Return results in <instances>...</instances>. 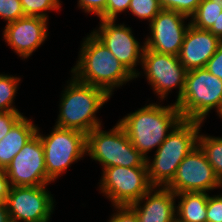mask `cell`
Masks as SVG:
<instances>
[{
    "label": "cell",
    "instance_id": "obj_1",
    "mask_svg": "<svg viewBox=\"0 0 222 222\" xmlns=\"http://www.w3.org/2000/svg\"><path fill=\"white\" fill-rule=\"evenodd\" d=\"M80 50L79 60L71 70L78 81L101 88L111 97L115 87L135 78L92 33Z\"/></svg>",
    "mask_w": 222,
    "mask_h": 222
},
{
    "label": "cell",
    "instance_id": "obj_2",
    "mask_svg": "<svg viewBox=\"0 0 222 222\" xmlns=\"http://www.w3.org/2000/svg\"><path fill=\"white\" fill-rule=\"evenodd\" d=\"M182 119L175 104L161 106L152 103L128 114L118 123L132 145L148 159L147 152L159 147Z\"/></svg>",
    "mask_w": 222,
    "mask_h": 222
},
{
    "label": "cell",
    "instance_id": "obj_3",
    "mask_svg": "<svg viewBox=\"0 0 222 222\" xmlns=\"http://www.w3.org/2000/svg\"><path fill=\"white\" fill-rule=\"evenodd\" d=\"M201 123L182 119L157 148L154 160L146 159L148 179L153 187H166L172 181L180 163L198 145Z\"/></svg>",
    "mask_w": 222,
    "mask_h": 222
},
{
    "label": "cell",
    "instance_id": "obj_4",
    "mask_svg": "<svg viewBox=\"0 0 222 222\" xmlns=\"http://www.w3.org/2000/svg\"><path fill=\"white\" fill-rule=\"evenodd\" d=\"M71 79L62 94L56 126L78 130L87 135L101 126L95 114L110 96L103 89L82 83L74 76Z\"/></svg>",
    "mask_w": 222,
    "mask_h": 222
},
{
    "label": "cell",
    "instance_id": "obj_5",
    "mask_svg": "<svg viewBox=\"0 0 222 222\" xmlns=\"http://www.w3.org/2000/svg\"><path fill=\"white\" fill-rule=\"evenodd\" d=\"M174 104L183 119L204 122L213 108L218 114L222 111V81L205 67L189 70L184 91Z\"/></svg>",
    "mask_w": 222,
    "mask_h": 222
},
{
    "label": "cell",
    "instance_id": "obj_6",
    "mask_svg": "<svg viewBox=\"0 0 222 222\" xmlns=\"http://www.w3.org/2000/svg\"><path fill=\"white\" fill-rule=\"evenodd\" d=\"M101 126L87 134L86 153L103 168L113 166L147 167L144 156L132 145L124 128L117 123L110 131Z\"/></svg>",
    "mask_w": 222,
    "mask_h": 222
},
{
    "label": "cell",
    "instance_id": "obj_7",
    "mask_svg": "<svg viewBox=\"0 0 222 222\" xmlns=\"http://www.w3.org/2000/svg\"><path fill=\"white\" fill-rule=\"evenodd\" d=\"M42 142L47 176L54 181L73 162L86 154L87 135L74 129L54 126L48 136L36 132Z\"/></svg>",
    "mask_w": 222,
    "mask_h": 222
},
{
    "label": "cell",
    "instance_id": "obj_8",
    "mask_svg": "<svg viewBox=\"0 0 222 222\" xmlns=\"http://www.w3.org/2000/svg\"><path fill=\"white\" fill-rule=\"evenodd\" d=\"M100 190L113 206L137 202L153 186L148 179L147 167L113 166L103 169Z\"/></svg>",
    "mask_w": 222,
    "mask_h": 222
},
{
    "label": "cell",
    "instance_id": "obj_9",
    "mask_svg": "<svg viewBox=\"0 0 222 222\" xmlns=\"http://www.w3.org/2000/svg\"><path fill=\"white\" fill-rule=\"evenodd\" d=\"M46 187V185L11 187L6 200L11 222L50 221L54 202Z\"/></svg>",
    "mask_w": 222,
    "mask_h": 222
},
{
    "label": "cell",
    "instance_id": "obj_10",
    "mask_svg": "<svg viewBox=\"0 0 222 222\" xmlns=\"http://www.w3.org/2000/svg\"><path fill=\"white\" fill-rule=\"evenodd\" d=\"M141 64L148 82L161 98L160 100L166 98L168 92L177 86L179 92L176 101L179 100L184 91L187 70L179 61L178 56L145 48Z\"/></svg>",
    "mask_w": 222,
    "mask_h": 222
},
{
    "label": "cell",
    "instance_id": "obj_11",
    "mask_svg": "<svg viewBox=\"0 0 222 222\" xmlns=\"http://www.w3.org/2000/svg\"><path fill=\"white\" fill-rule=\"evenodd\" d=\"M166 187L178 194L206 192L221 188L222 183L214 173L205 153L197 145L180 163L174 178Z\"/></svg>",
    "mask_w": 222,
    "mask_h": 222
},
{
    "label": "cell",
    "instance_id": "obj_12",
    "mask_svg": "<svg viewBox=\"0 0 222 222\" xmlns=\"http://www.w3.org/2000/svg\"><path fill=\"white\" fill-rule=\"evenodd\" d=\"M11 187L42 186L52 180L47 176L44 149L36 133L5 169Z\"/></svg>",
    "mask_w": 222,
    "mask_h": 222
},
{
    "label": "cell",
    "instance_id": "obj_13",
    "mask_svg": "<svg viewBox=\"0 0 222 222\" xmlns=\"http://www.w3.org/2000/svg\"><path fill=\"white\" fill-rule=\"evenodd\" d=\"M99 30L91 32L99 39L116 59L133 75L135 78L140 72H136L137 62L142 61L145 45L135 39L132 30L124 24H115V20L100 19Z\"/></svg>",
    "mask_w": 222,
    "mask_h": 222
},
{
    "label": "cell",
    "instance_id": "obj_14",
    "mask_svg": "<svg viewBox=\"0 0 222 222\" xmlns=\"http://www.w3.org/2000/svg\"><path fill=\"white\" fill-rule=\"evenodd\" d=\"M188 17L172 10L162 9L150 22L151 37H147L145 48L162 54L178 56L185 33L190 25L185 26Z\"/></svg>",
    "mask_w": 222,
    "mask_h": 222
},
{
    "label": "cell",
    "instance_id": "obj_15",
    "mask_svg": "<svg viewBox=\"0 0 222 222\" xmlns=\"http://www.w3.org/2000/svg\"><path fill=\"white\" fill-rule=\"evenodd\" d=\"M47 19L25 16L6 24L3 38L19 57L28 58L47 38Z\"/></svg>",
    "mask_w": 222,
    "mask_h": 222
},
{
    "label": "cell",
    "instance_id": "obj_16",
    "mask_svg": "<svg viewBox=\"0 0 222 222\" xmlns=\"http://www.w3.org/2000/svg\"><path fill=\"white\" fill-rule=\"evenodd\" d=\"M222 41L209 30L189 25L178 55L179 61L189 71L204 68Z\"/></svg>",
    "mask_w": 222,
    "mask_h": 222
},
{
    "label": "cell",
    "instance_id": "obj_17",
    "mask_svg": "<svg viewBox=\"0 0 222 222\" xmlns=\"http://www.w3.org/2000/svg\"><path fill=\"white\" fill-rule=\"evenodd\" d=\"M156 188L152 187L137 202L129 205L135 211L138 222H173L176 219V194L167 187ZM143 200L146 201L141 206Z\"/></svg>",
    "mask_w": 222,
    "mask_h": 222
},
{
    "label": "cell",
    "instance_id": "obj_18",
    "mask_svg": "<svg viewBox=\"0 0 222 222\" xmlns=\"http://www.w3.org/2000/svg\"><path fill=\"white\" fill-rule=\"evenodd\" d=\"M37 126L23 116L0 141V169H6L24 145L36 134Z\"/></svg>",
    "mask_w": 222,
    "mask_h": 222
},
{
    "label": "cell",
    "instance_id": "obj_19",
    "mask_svg": "<svg viewBox=\"0 0 222 222\" xmlns=\"http://www.w3.org/2000/svg\"><path fill=\"white\" fill-rule=\"evenodd\" d=\"M176 197L180 198L176 219L181 222H207V192H182Z\"/></svg>",
    "mask_w": 222,
    "mask_h": 222
},
{
    "label": "cell",
    "instance_id": "obj_20",
    "mask_svg": "<svg viewBox=\"0 0 222 222\" xmlns=\"http://www.w3.org/2000/svg\"><path fill=\"white\" fill-rule=\"evenodd\" d=\"M222 12V0H202L194 14L190 24L199 29L209 30Z\"/></svg>",
    "mask_w": 222,
    "mask_h": 222
},
{
    "label": "cell",
    "instance_id": "obj_21",
    "mask_svg": "<svg viewBox=\"0 0 222 222\" xmlns=\"http://www.w3.org/2000/svg\"><path fill=\"white\" fill-rule=\"evenodd\" d=\"M198 145L222 183V137L198 135Z\"/></svg>",
    "mask_w": 222,
    "mask_h": 222
},
{
    "label": "cell",
    "instance_id": "obj_22",
    "mask_svg": "<svg viewBox=\"0 0 222 222\" xmlns=\"http://www.w3.org/2000/svg\"><path fill=\"white\" fill-rule=\"evenodd\" d=\"M20 78L0 74V111L19 112L13 104Z\"/></svg>",
    "mask_w": 222,
    "mask_h": 222
},
{
    "label": "cell",
    "instance_id": "obj_23",
    "mask_svg": "<svg viewBox=\"0 0 222 222\" xmlns=\"http://www.w3.org/2000/svg\"><path fill=\"white\" fill-rule=\"evenodd\" d=\"M60 0H20L25 16H38L48 19L47 10L60 9Z\"/></svg>",
    "mask_w": 222,
    "mask_h": 222
},
{
    "label": "cell",
    "instance_id": "obj_24",
    "mask_svg": "<svg viewBox=\"0 0 222 222\" xmlns=\"http://www.w3.org/2000/svg\"><path fill=\"white\" fill-rule=\"evenodd\" d=\"M128 10L142 20H149V23L162 10L159 0H131Z\"/></svg>",
    "mask_w": 222,
    "mask_h": 222
},
{
    "label": "cell",
    "instance_id": "obj_25",
    "mask_svg": "<svg viewBox=\"0 0 222 222\" xmlns=\"http://www.w3.org/2000/svg\"><path fill=\"white\" fill-rule=\"evenodd\" d=\"M202 0H159L160 6L165 10H172L191 17Z\"/></svg>",
    "mask_w": 222,
    "mask_h": 222
},
{
    "label": "cell",
    "instance_id": "obj_26",
    "mask_svg": "<svg viewBox=\"0 0 222 222\" xmlns=\"http://www.w3.org/2000/svg\"><path fill=\"white\" fill-rule=\"evenodd\" d=\"M0 17L7 23L25 17L20 0H0Z\"/></svg>",
    "mask_w": 222,
    "mask_h": 222
},
{
    "label": "cell",
    "instance_id": "obj_27",
    "mask_svg": "<svg viewBox=\"0 0 222 222\" xmlns=\"http://www.w3.org/2000/svg\"><path fill=\"white\" fill-rule=\"evenodd\" d=\"M206 215L207 222H222V195H208Z\"/></svg>",
    "mask_w": 222,
    "mask_h": 222
},
{
    "label": "cell",
    "instance_id": "obj_28",
    "mask_svg": "<svg viewBox=\"0 0 222 222\" xmlns=\"http://www.w3.org/2000/svg\"><path fill=\"white\" fill-rule=\"evenodd\" d=\"M131 0H107L106 10L99 17L104 20H116L117 14L128 10Z\"/></svg>",
    "mask_w": 222,
    "mask_h": 222
},
{
    "label": "cell",
    "instance_id": "obj_29",
    "mask_svg": "<svg viewBox=\"0 0 222 222\" xmlns=\"http://www.w3.org/2000/svg\"><path fill=\"white\" fill-rule=\"evenodd\" d=\"M22 117L20 112L0 111V141Z\"/></svg>",
    "mask_w": 222,
    "mask_h": 222
},
{
    "label": "cell",
    "instance_id": "obj_30",
    "mask_svg": "<svg viewBox=\"0 0 222 222\" xmlns=\"http://www.w3.org/2000/svg\"><path fill=\"white\" fill-rule=\"evenodd\" d=\"M117 213H114L109 222H138L135 211L129 206H114Z\"/></svg>",
    "mask_w": 222,
    "mask_h": 222
},
{
    "label": "cell",
    "instance_id": "obj_31",
    "mask_svg": "<svg viewBox=\"0 0 222 222\" xmlns=\"http://www.w3.org/2000/svg\"><path fill=\"white\" fill-rule=\"evenodd\" d=\"M107 0H78V6L85 12L100 17L106 10Z\"/></svg>",
    "mask_w": 222,
    "mask_h": 222
},
{
    "label": "cell",
    "instance_id": "obj_32",
    "mask_svg": "<svg viewBox=\"0 0 222 222\" xmlns=\"http://www.w3.org/2000/svg\"><path fill=\"white\" fill-rule=\"evenodd\" d=\"M205 68L222 81V43L215 54L208 60Z\"/></svg>",
    "mask_w": 222,
    "mask_h": 222
},
{
    "label": "cell",
    "instance_id": "obj_33",
    "mask_svg": "<svg viewBox=\"0 0 222 222\" xmlns=\"http://www.w3.org/2000/svg\"><path fill=\"white\" fill-rule=\"evenodd\" d=\"M11 189L10 181L5 169H0V204L6 203Z\"/></svg>",
    "mask_w": 222,
    "mask_h": 222
},
{
    "label": "cell",
    "instance_id": "obj_34",
    "mask_svg": "<svg viewBox=\"0 0 222 222\" xmlns=\"http://www.w3.org/2000/svg\"><path fill=\"white\" fill-rule=\"evenodd\" d=\"M209 31L222 41V12L220 13L217 21H215L214 24L211 26Z\"/></svg>",
    "mask_w": 222,
    "mask_h": 222
},
{
    "label": "cell",
    "instance_id": "obj_35",
    "mask_svg": "<svg viewBox=\"0 0 222 222\" xmlns=\"http://www.w3.org/2000/svg\"><path fill=\"white\" fill-rule=\"evenodd\" d=\"M0 222H11L6 203L0 204Z\"/></svg>",
    "mask_w": 222,
    "mask_h": 222
},
{
    "label": "cell",
    "instance_id": "obj_36",
    "mask_svg": "<svg viewBox=\"0 0 222 222\" xmlns=\"http://www.w3.org/2000/svg\"><path fill=\"white\" fill-rule=\"evenodd\" d=\"M219 117H221V118H222V111L219 113Z\"/></svg>",
    "mask_w": 222,
    "mask_h": 222
},
{
    "label": "cell",
    "instance_id": "obj_37",
    "mask_svg": "<svg viewBox=\"0 0 222 222\" xmlns=\"http://www.w3.org/2000/svg\"><path fill=\"white\" fill-rule=\"evenodd\" d=\"M173 222H181V221H179L178 219H175Z\"/></svg>",
    "mask_w": 222,
    "mask_h": 222
}]
</instances>
